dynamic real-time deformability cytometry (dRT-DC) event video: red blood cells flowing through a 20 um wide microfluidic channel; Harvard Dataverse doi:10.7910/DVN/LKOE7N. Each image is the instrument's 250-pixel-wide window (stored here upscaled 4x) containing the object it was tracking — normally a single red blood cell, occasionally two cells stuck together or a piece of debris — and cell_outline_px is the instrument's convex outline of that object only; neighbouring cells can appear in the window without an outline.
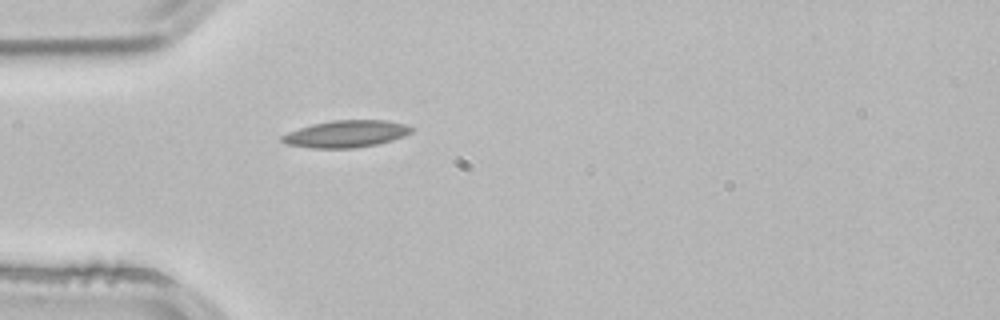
{"species": "common noctule bat (a hibernating species)", "species_latin": "Nyctalus noctula", "temperature_condition": "room temperature", "stored_images_in_passage": 2, "camera_frame_rate_fps": 3000, "um_per_image_px": 0.085, "animal": {"sex": "male", "body_mass_g": 21.5, "forearm_length_mm": 52.0}, "frame": {"image": 1, "passage_image": 2, "time_ms": 0.333, "image_size_px": [1000, 320], "cell_outline_px": [[416, 128], [412, 132], [392, 140], [376, 144], [356, 148], [312, 148], [288, 144], [280, 140], [280, 136], [288, 132], [312, 124], [332, 120], [388, 120], [404, 124]], "centroid_in_image_um": [29.43, 11.37], "position_along_channel_um": 55.6, "area_um2": 20.35}}